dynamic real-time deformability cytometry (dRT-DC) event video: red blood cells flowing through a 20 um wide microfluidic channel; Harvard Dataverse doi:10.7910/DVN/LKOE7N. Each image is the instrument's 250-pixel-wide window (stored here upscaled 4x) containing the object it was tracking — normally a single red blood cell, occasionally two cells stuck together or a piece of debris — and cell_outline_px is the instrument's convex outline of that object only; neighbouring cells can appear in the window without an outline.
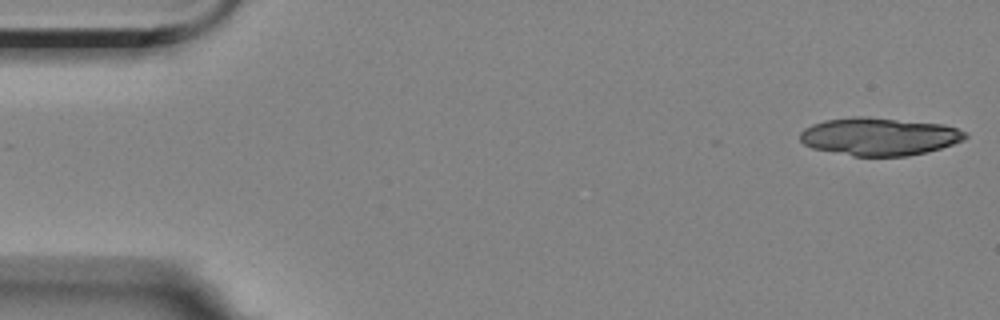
{"species": "Egyptian fruit bat (a non-hibernating species)", "species_latin": "Rousettus aegyptiacus", "temperature_condition": "room temperature", "stored_images_in_passage": 38, "camera_frame_rate_fps": 3000, "um_per_image_px": 0.085, "animal": {"sex": "female"}, "frame": {"image": 1, "passage_image": 1, "time_ms": 0.0, "image_size_px": [1000, 320], "cell_outline_px": [[968, 136], [964, 140], [928, 152], [908, 156], [852, 156], [812, 148], [804, 144], [800, 140], [800, 132], [804, 128], [812, 124], [824, 120], [852, 116], [868, 116], [944, 124], [956, 128], [964, 132]], "centroid_in_image_um": [74.71, 11.59], "position_along_channel_um": 10.3, "area_um2": 36.7}}
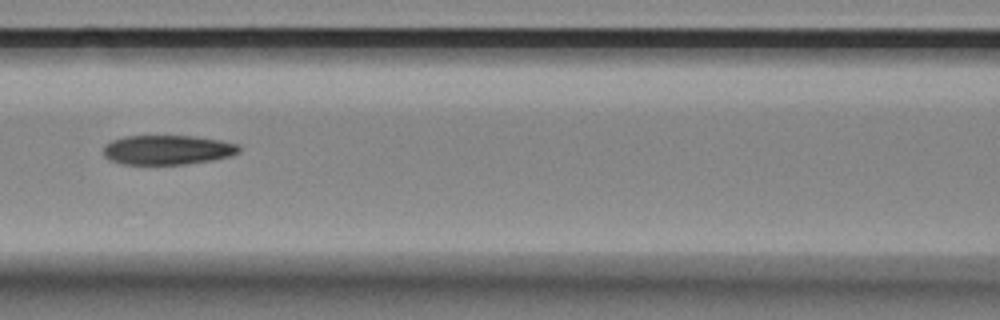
{"frame": {"image": 2, "passage_image": 24, "time_ms": 7.667, "image_size_px": [1000, 320], "cell_outline_px": [[240, 152], [232, 156], [212, 160], [184, 164], [124, 164], [112, 160], [104, 156], [104, 148], [112, 140], [124, 136], [196, 136], [220, 140], [240, 144]], "centroid_in_image_um": [14.3, 12.73], "position_along_channel_um": 152.3, "area_um2": 23.29}}
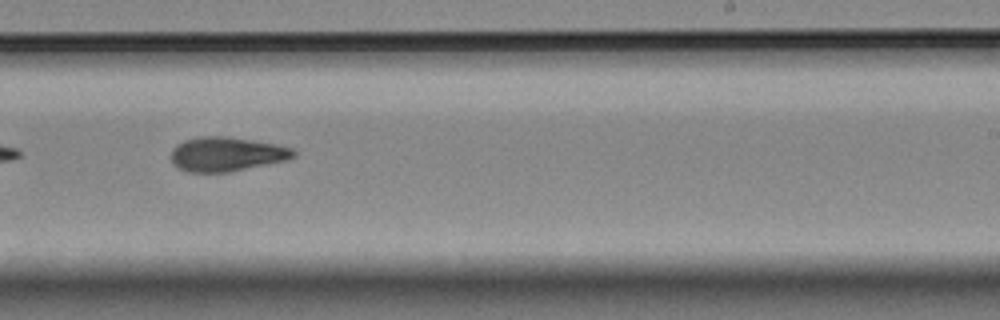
{"frame": {"image": 3, "passage_image": 34, "time_ms": 11.0, "image_size_px": [1000, 320], "cell_outline_px": [[296, 156], [288, 160], [232, 172], [188, 172], [172, 164], [172, 148], [184, 140], [200, 136], [228, 136], [276, 144], [292, 148], [296, 152]], "centroid_in_image_um": [19.29, 13.1], "position_along_channel_um": 269.7, "area_um2": 24.68}}